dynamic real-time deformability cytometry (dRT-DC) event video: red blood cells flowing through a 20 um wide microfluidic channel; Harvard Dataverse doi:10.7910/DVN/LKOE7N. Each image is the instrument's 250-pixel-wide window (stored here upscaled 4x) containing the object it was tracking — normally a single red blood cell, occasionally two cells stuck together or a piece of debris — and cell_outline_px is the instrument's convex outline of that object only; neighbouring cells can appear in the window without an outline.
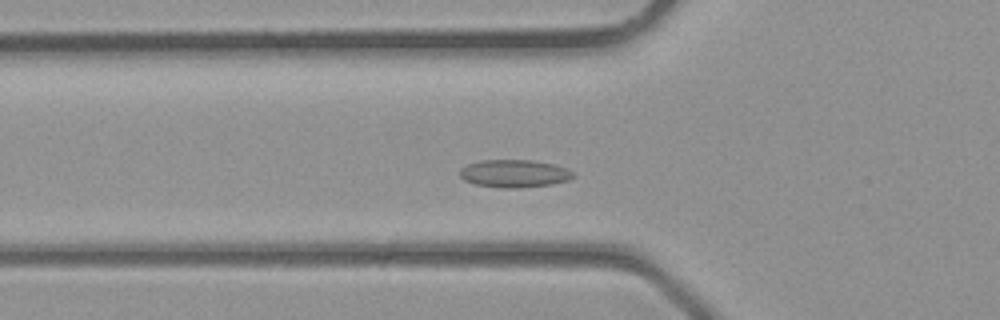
{"species": "common noctule bat (a hibernating species)", "species_latin": "Nyctalus noctula", "temperature_condition": "room temperature", "stored_images_in_passage": 37, "camera_frame_rate_fps": 3000, "um_per_image_px": 0.085, "animal": {"sex": "male", "body_mass_g": 23.1, "forearm_length_mm": 52.7}, "frame": {"image": 1, "passage_image": 11, "time_ms": 3.333, "image_size_px": [1000, 320], "cell_outline_px": [[576, 176], [568, 180], [552, 184], [516, 188], [504, 188], [476, 184], [464, 180], [460, 176], [460, 168], [468, 164], [480, 160], [532, 160], [552, 164], [568, 168]], "centroid_in_image_um": [43.72, 14.74], "position_along_channel_um": 82.1, "area_um2": 18.26}}
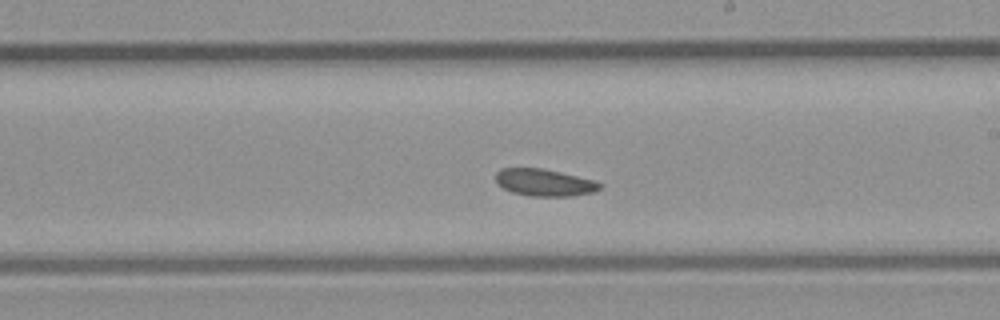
{"frame": {"image": 2, "passage_image": 20, "time_ms": 6.333, "image_size_px": [1000, 320], "cell_outline_px": [[600, 188], [596, 192], [572, 196], [528, 196], [512, 192], [504, 188], [496, 180], [496, 172], [500, 168], [544, 168], [596, 180], [600, 184]], "centroid_in_image_um": [46.3, 15.51], "position_along_channel_um": 242.7, "area_um2": 16.53}}
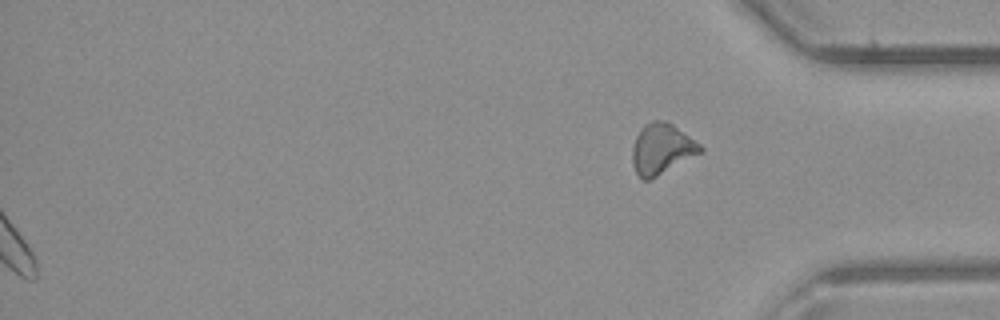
{"frame": {"image": 3, "passage_image": 37, "time_ms": 12.0, "image_size_px": [1000, 320], "cell_outline_px": [[704, 148], [700, 152], [656, 176], [648, 180], [644, 180], [636, 172], [632, 164], [632, 148], [636, 136], [640, 128], [644, 124], [652, 120], [668, 120], [700, 144]], "centroid_in_image_um": [56.21, 12.61], "position_along_channel_um": 379.0, "area_um2": 19.77}}